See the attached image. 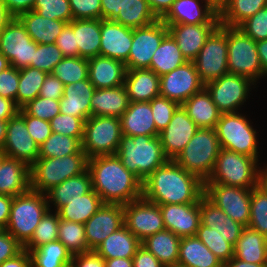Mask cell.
<instances>
[{
  "label": "cell",
  "instance_id": "obj_14",
  "mask_svg": "<svg viewBox=\"0 0 267 267\" xmlns=\"http://www.w3.org/2000/svg\"><path fill=\"white\" fill-rule=\"evenodd\" d=\"M37 45L17 17H14L0 32V53L16 69L29 67Z\"/></svg>",
  "mask_w": 267,
  "mask_h": 267
},
{
  "label": "cell",
  "instance_id": "obj_43",
  "mask_svg": "<svg viewBox=\"0 0 267 267\" xmlns=\"http://www.w3.org/2000/svg\"><path fill=\"white\" fill-rule=\"evenodd\" d=\"M266 6L267 0H229L219 12L220 24L227 27H238Z\"/></svg>",
  "mask_w": 267,
  "mask_h": 267
},
{
  "label": "cell",
  "instance_id": "obj_36",
  "mask_svg": "<svg viewBox=\"0 0 267 267\" xmlns=\"http://www.w3.org/2000/svg\"><path fill=\"white\" fill-rule=\"evenodd\" d=\"M141 241L123 225L101 242L95 251L107 259L133 258Z\"/></svg>",
  "mask_w": 267,
  "mask_h": 267
},
{
  "label": "cell",
  "instance_id": "obj_69",
  "mask_svg": "<svg viewBox=\"0 0 267 267\" xmlns=\"http://www.w3.org/2000/svg\"><path fill=\"white\" fill-rule=\"evenodd\" d=\"M13 197L0 194V229H6Z\"/></svg>",
  "mask_w": 267,
  "mask_h": 267
},
{
  "label": "cell",
  "instance_id": "obj_54",
  "mask_svg": "<svg viewBox=\"0 0 267 267\" xmlns=\"http://www.w3.org/2000/svg\"><path fill=\"white\" fill-rule=\"evenodd\" d=\"M85 121L79 117L59 113L50 120V125L53 133L78 138L82 142Z\"/></svg>",
  "mask_w": 267,
  "mask_h": 267
},
{
  "label": "cell",
  "instance_id": "obj_19",
  "mask_svg": "<svg viewBox=\"0 0 267 267\" xmlns=\"http://www.w3.org/2000/svg\"><path fill=\"white\" fill-rule=\"evenodd\" d=\"M124 225V205L103 204L84 224L86 242L91 250Z\"/></svg>",
  "mask_w": 267,
  "mask_h": 267
},
{
  "label": "cell",
  "instance_id": "obj_58",
  "mask_svg": "<svg viewBox=\"0 0 267 267\" xmlns=\"http://www.w3.org/2000/svg\"><path fill=\"white\" fill-rule=\"evenodd\" d=\"M18 113L25 119V124L30 136L38 146H41L46 139L51 136L52 130L50 121L28 115L22 108L19 109Z\"/></svg>",
  "mask_w": 267,
  "mask_h": 267
},
{
  "label": "cell",
  "instance_id": "obj_9",
  "mask_svg": "<svg viewBox=\"0 0 267 267\" xmlns=\"http://www.w3.org/2000/svg\"><path fill=\"white\" fill-rule=\"evenodd\" d=\"M121 136L120 118L90 116L84 124L82 150L88 159L116 154Z\"/></svg>",
  "mask_w": 267,
  "mask_h": 267
},
{
  "label": "cell",
  "instance_id": "obj_56",
  "mask_svg": "<svg viewBox=\"0 0 267 267\" xmlns=\"http://www.w3.org/2000/svg\"><path fill=\"white\" fill-rule=\"evenodd\" d=\"M22 109L28 115L45 121H50L60 113V103L59 100L37 96L35 99L23 106Z\"/></svg>",
  "mask_w": 267,
  "mask_h": 267
},
{
  "label": "cell",
  "instance_id": "obj_62",
  "mask_svg": "<svg viewBox=\"0 0 267 267\" xmlns=\"http://www.w3.org/2000/svg\"><path fill=\"white\" fill-rule=\"evenodd\" d=\"M23 250V245L5 229H0V265L15 257Z\"/></svg>",
  "mask_w": 267,
  "mask_h": 267
},
{
  "label": "cell",
  "instance_id": "obj_57",
  "mask_svg": "<svg viewBox=\"0 0 267 267\" xmlns=\"http://www.w3.org/2000/svg\"><path fill=\"white\" fill-rule=\"evenodd\" d=\"M237 28L255 42L267 39V6L246 19Z\"/></svg>",
  "mask_w": 267,
  "mask_h": 267
},
{
  "label": "cell",
  "instance_id": "obj_25",
  "mask_svg": "<svg viewBox=\"0 0 267 267\" xmlns=\"http://www.w3.org/2000/svg\"><path fill=\"white\" fill-rule=\"evenodd\" d=\"M199 209L201 224L217 230L227 242L234 246L245 226L231 219L205 195L199 199Z\"/></svg>",
  "mask_w": 267,
  "mask_h": 267
},
{
  "label": "cell",
  "instance_id": "obj_5",
  "mask_svg": "<svg viewBox=\"0 0 267 267\" xmlns=\"http://www.w3.org/2000/svg\"><path fill=\"white\" fill-rule=\"evenodd\" d=\"M220 150L215 128H199L173 161L205 182L214 169Z\"/></svg>",
  "mask_w": 267,
  "mask_h": 267
},
{
  "label": "cell",
  "instance_id": "obj_42",
  "mask_svg": "<svg viewBox=\"0 0 267 267\" xmlns=\"http://www.w3.org/2000/svg\"><path fill=\"white\" fill-rule=\"evenodd\" d=\"M29 253L32 267H70L73 257L59 240L43 244Z\"/></svg>",
  "mask_w": 267,
  "mask_h": 267
},
{
  "label": "cell",
  "instance_id": "obj_12",
  "mask_svg": "<svg viewBox=\"0 0 267 267\" xmlns=\"http://www.w3.org/2000/svg\"><path fill=\"white\" fill-rule=\"evenodd\" d=\"M253 85L257 84L245 76L227 73L206 83L205 88L221 113H237Z\"/></svg>",
  "mask_w": 267,
  "mask_h": 267
},
{
  "label": "cell",
  "instance_id": "obj_32",
  "mask_svg": "<svg viewBox=\"0 0 267 267\" xmlns=\"http://www.w3.org/2000/svg\"><path fill=\"white\" fill-rule=\"evenodd\" d=\"M91 190L92 178L90 171L87 169L82 174L68 178L61 184L52 187L45 194L49 209L51 210V205L53 204L57 212L62 206L67 204V201L79 198Z\"/></svg>",
  "mask_w": 267,
  "mask_h": 267
},
{
  "label": "cell",
  "instance_id": "obj_50",
  "mask_svg": "<svg viewBox=\"0 0 267 267\" xmlns=\"http://www.w3.org/2000/svg\"><path fill=\"white\" fill-rule=\"evenodd\" d=\"M222 263L234 257V246L227 242L217 230L208 228L201 223L195 235Z\"/></svg>",
  "mask_w": 267,
  "mask_h": 267
},
{
  "label": "cell",
  "instance_id": "obj_27",
  "mask_svg": "<svg viewBox=\"0 0 267 267\" xmlns=\"http://www.w3.org/2000/svg\"><path fill=\"white\" fill-rule=\"evenodd\" d=\"M95 87L89 79L65 85L59 100L60 113L87 120L91 116V98Z\"/></svg>",
  "mask_w": 267,
  "mask_h": 267
},
{
  "label": "cell",
  "instance_id": "obj_73",
  "mask_svg": "<svg viewBox=\"0 0 267 267\" xmlns=\"http://www.w3.org/2000/svg\"><path fill=\"white\" fill-rule=\"evenodd\" d=\"M223 267H267V264L248 263L233 257L229 261L223 263Z\"/></svg>",
  "mask_w": 267,
  "mask_h": 267
},
{
  "label": "cell",
  "instance_id": "obj_70",
  "mask_svg": "<svg viewBox=\"0 0 267 267\" xmlns=\"http://www.w3.org/2000/svg\"><path fill=\"white\" fill-rule=\"evenodd\" d=\"M19 111L15 102L0 96V120H9Z\"/></svg>",
  "mask_w": 267,
  "mask_h": 267
},
{
  "label": "cell",
  "instance_id": "obj_33",
  "mask_svg": "<svg viewBox=\"0 0 267 267\" xmlns=\"http://www.w3.org/2000/svg\"><path fill=\"white\" fill-rule=\"evenodd\" d=\"M37 44H53L67 22L40 16L36 11L25 12L17 17Z\"/></svg>",
  "mask_w": 267,
  "mask_h": 267
},
{
  "label": "cell",
  "instance_id": "obj_38",
  "mask_svg": "<svg viewBox=\"0 0 267 267\" xmlns=\"http://www.w3.org/2000/svg\"><path fill=\"white\" fill-rule=\"evenodd\" d=\"M181 237L164 229L141 241V245L151 252L164 266H176L179 257Z\"/></svg>",
  "mask_w": 267,
  "mask_h": 267
},
{
  "label": "cell",
  "instance_id": "obj_16",
  "mask_svg": "<svg viewBox=\"0 0 267 267\" xmlns=\"http://www.w3.org/2000/svg\"><path fill=\"white\" fill-rule=\"evenodd\" d=\"M124 225L140 241L165 229L160 206L143 196L124 205Z\"/></svg>",
  "mask_w": 267,
  "mask_h": 267
},
{
  "label": "cell",
  "instance_id": "obj_51",
  "mask_svg": "<svg viewBox=\"0 0 267 267\" xmlns=\"http://www.w3.org/2000/svg\"><path fill=\"white\" fill-rule=\"evenodd\" d=\"M247 227L267 237V194L258 186L252 189Z\"/></svg>",
  "mask_w": 267,
  "mask_h": 267
},
{
  "label": "cell",
  "instance_id": "obj_34",
  "mask_svg": "<svg viewBox=\"0 0 267 267\" xmlns=\"http://www.w3.org/2000/svg\"><path fill=\"white\" fill-rule=\"evenodd\" d=\"M72 30L78 46V57L90 59L99 56L101 19H73Z\"/></svg>",
  "mask_w": 267,
  "mask_h": 267
},
{
  "label": "cell",
  "instance_id": "obj_49",
  "mask_svg": "<svg viewBox=\"0 0 267 267\" xmlns=\"http://www.w3.org/2000/svg\"><path fill=\"white\" fill-rule=\"evenodd\" d=\"M59 215L56 211L48 210L37 225L31 239L23 246V249L31 251L37 247L58 240Z\"/></svg>",
  "mask_w": 267,
  "mask_h": 267
},
{
  "label": "cell",
  "instance_id": "obj_39",
  "mask_svg": "<svg viewBox=\"0 0 267 267\" xmlns=\"http://www.w3.org/2000/svg\"><path fill=\"white\" fill-rule=\"evenodd\" d=\"M234 257L248 263L267 264V237L245 227L234 245Z\"/></svg>",
  "mask_w": 267,
  "mask_h": 267
},
{
  "label": "cell",
  "instance_id": "obj_20",
  "mask_svg": "<svg viewBox=\"0 0 267 267\" xmlns=\"http://www.w3.org/2000/svg\"><path fill=\"white\" fill-rule=\"evenodd\" d=\"M199 127L189 118L180 105L173 114L168 126L159 133L166 157L174 160L195 135Z\"/></svg>",
  "mask_w": 267,
  "mask_h": 267
},
{
  "label": "cell",
  "instance_id": "obj_66",
  "mask_svg": "<svg viewBox=\"0 0 267 267\" xmlns=\"http://www.w3.org/2000/svg\"><path fill=\"white\" fill-rule=\"evenodd\" d=\"M126 0H101L102 19L114 21Z\"/></svg>",
  "mask_w": 267,
  "mask_h": 267
},
{
  "label": "cell",
  "instance_id": "obj_71",
  "mask_svg": "<svg viewBox=\"0 0 267 267\" xmlns=\"http://www.w3.org/2000/svg\"><path fill=\"white\" fill-rule=\"evenodd\" d=\"M175 0H147L150 9L158 19H161L171 8Z\"/></svg>",
  "mask_w": 267,
  "mask_h": 267
},
{
  "label": "cell",
  "instance_id": "obj_4",
  "mask_svg": "<svg viewBox=\"0 0 267 267\" xmlns=\"http://www.w3.org/2000/svg\"><path fill=\"white\" fill-rule=\"evenodd\" d=\"M88 169V157L81 150L65 157L38 158L30 167V188L46 193L68 178L78 176Z\"/></svg>",
  "mask_w": 267,
  "mask_h": 267
},
{
  "label": "cell",
  "instance_id": "obj_13",
  "mask_svg": "<svg viewBox=\"0 0 267 267\" xmlns=\"http://www.w3.org/2000/svg\"><path fill=\"white\" fill-rule=\"evenodd\" d=\"M252 189L227 186L224 184H204V195L225 214L245 227L250 219Z\"/></svg>",
  "mask_w": 267,
  "mask_h": 267
},
{
  "label": "cell",
  "instance_id": "obj_21",
  "mask_svg": "<svg viewBox=\"0 0 267 267\" xmlns=\"http://www.w3.org/2000/svg\"><path fill=\"white\" fill-rule=\"evenodd\" d=\"M200 1L202 3H200ZM200 1L175 0L171 8L161 18V20L165 24L220 23L219 12H217L208 3L207 0H200Z\"/></svg>",
  "mask_w": 267,
  "mask_h": 267
},
{
  "label": "cell",
  "instance_id": "obj_77",
  "mask_svg": "<svg viewBox=\"0 0 267 267\" xmlns=\"http://www.w3.org/2000/svg\"><path fill=\"white\" fill-rule=\"evenodd\" d=\"M8 120H0V150H3Z\"/></svg>",
  "mask_w": 267,
  "mask_h": 267
},
{
  "label": "cell",
  "instance_id": "obj_48",
  "mask_svg": "<svg viewBox=\"0 0 267 267\" xmlns=\"http://www.w3.org/2000/svg\"><path fill=\"white\" fill-rule=\"evenodd\" d=\"M64 85L88 79V59L82 57H64L52 70Z\"/></svg>",
  "mask_w": 267,
  "mask_h": 267
},
{
  "label": "cell",
  "instance_id": "obj_24",
  "mask_svg": "<svg viewBox=\"0 0 267 267\" xmlns=\"http://www.w3.org/2000/svg\"><path fill=\"white\" fill-rule=\"evenodd\" d=\"M132 46V28L101 19L100 56L126 63Z\"/></svg>",
  "mask_w": 267,
  "mask_h": 267
},
{
  "label": "cell",
  "instance_id": "obj_6",
  "mask_svg": "<svg viewBox=\"0 0 267 267\" xmlns=\"http://www.w3.org/2000/svg\"><path fill=\"white\" fill-rule=\"evenodd\" d=\"M48 210L45 193L30 189L24 194L14 196L5 230L24 246Z\"/></svg>",
  "mask_w": 267,
  "mask_h": 267
},
{
  "label": "cell",
  "instance_id": "obj_72",
  "mask_svg": "<svg viewBox=\"0 0 267 267\" xmlns=\"http://www.w3.org/2000/svg\"><path fill=\"white\" fill-rule=\"evenodd\" d=\"M257 52L260 58L261 67L263 70V78L267 77V39L256 42Z\"/></svg>",
  "mask_w": 267,
  "mask_h": 267
},
{
  "label": "cell",
  "instance_id": "obj_30",
  "mask_svg": "<svg viewBox=\"0 0 267 267\" xmlns=\"http://www.w3.org/2000/svg\"><path fill=\"white\" fill-rule=\"evenodd\" d=\"M91 116L120 118L128 109L130 100L125 85L95 89L91 98Z\"/></svg>",
  "mask_w": 267,
  "mask_h": 267
},
{
  "label": "cell",
  "instance_id": "obj_37",
  "mask_svg": "<svg viewBox=\"0 0 267 267\" xmlns=\"http://www.w3.org/2000/svg\"><path fill=\"white\" fill-rule=\"evenodd\" d=\"M177 265L181 267H223L222 261L196 236L181 238Z\"/></svg>",
  "mask_w": 267,
  "mask_h": 267
},
{
  "label": "cell",
  "instance_id": "obj_55",
  "mask_svg": "<svg viewBox=\"0 0 267 267\" xmlns=\"http://www.w3.org/2000/svg\"><path fill=\"white\" fill-rule=\"evenodd\" d=\"M155 127L158 133L164 130L170 123L174 112L180 106L179 103L158 96L150 101Z\"/></svg>",
  "mask_w": 267,
  "mask_h": 267
},
{
  "label": "cell",
  "instance_id": "obj_31",
  "mask_svg": "<svg viewBox=\"0 0 267 267\" xmlns=\"http://www.w3.org/2000/svg\"><path fill=\"white\" fill-rule=\"evenodd\" d=\"M30 189V167L20 160L6 157L0 166V194L14 197Z\"/></svg>",
  "mask_w": 267,
  "mask_h": 267
},
{
  "label": "cell",
  "instance_id": "obj_1",
  "mask_svg": "<svg viewBox=\"0 0 267 267\" xmlns=\"http://www.w3.org/2000/svg\"><path fill=\"white\" fill-rule=\"evenodd\" d=\"M204 182L173 160L155 169L143 182V197L157 205L196 203Z\"/></svg>",
  "mask_w": 267,
  "mask_h": 267
},
{
  "label": "cell",
  "instance_id": "obj_53",
  "mask_svg": "<svg viewBox=\"0 0 267 267\" xmlns=\"http://www.w3.org/2000/svg\"><path fill=\"white\" fill-rule=\"evenodd\" d=\"M64 58L62 52L55 43L38 44L34 51L33 61L29 65L47 73H51L53 68Z\"/></svg>",
  "mask_w": 267,
  "mask_h": 267
},
{
  "label": "cell",
  "instance_id": "obj_59",
  "mask_svg": "<svg viewBox=\"0 0 267 267\" xmlns=\"http://www.w3.org/2000/svg\"><path fill=\"white\" fill-rule=\"evenodd\" d=\"M73 19H102L101 0H69Z\"/></svg>",
  "mask_w": 267,
  "mask_h": 267
},
{
  "label": "cell",
  "instance_id": "obj_3",
  "mask_svg": "<svg viewBox=\"0 0 267 267\" xmlns=\"http://www.w3.org/2000/svg\"><path fill=\"white\" fill-rule=\"evenodd\" d=\"M116 155L126 169L142 182L155 169L169 161L163 151L159 136H128L122 134Z\"/></svg>",
  "mask_w": 267,
  "mask_h": 267
},
{
  "label": "cell",
  "instance_id": "obj_23",
  "mask_svg": "<svg viewBox=\"0 0 267 267\" xmlns=\"http://www.w3.org/2000/svg\"><path fill=\"white\" fill-rule=\"evenodd\" d=\"M220 23L166 24L168 32L176 41L187 61H193L206 39Z\"/></svg>",
  "mask_w": 267,
  "mask_h": 267
},
{
  "label": "cell",
  "instance_id": "obj_79",
  "mask_svg": "<svg viewBox=\"0 0 267 267\" xmlns=\"http://www.w3.org/2000/svg\"><path fill=\"white\" fill-rule=\"evenodd\" d=\"M10 66L9 60L2 53H0V73Z\"/></svg>",
  "mask_w": 267,
  "mask_h": 267
},
{
  "label": "cell",
  "instance_id": "obj_22",
  "mask_svg": "<svg viewBox=\"0 0 267 267\" xmlns=\"http://www.w3.org/2000/svg\"><path fill=\"white\" fill-rule=\"evenodd\" d=\"M165 229L179 237L195 236L200 222L199 200L196 203L159 205Z\"/></svg>",
  "mask_w": 267,
  "mask_h": 267
},
{
  "label": "cell",
  "instance_id": "obj_8",
  "mask_svg": "<svg viewBox=\"0 0 267 267\" xmlns=\"http://www.w3.org/2000/svg\"><path fill=\"white\" fill-rule=\"evenodd\" d=\"M251 121L244 114L221 113L215 130L221 148L258 160V138Z\"/></svg>",
  "mask_w": 267,
  "mask_h": 267
},
{
  "label": "cell",
  "instance_id": "obj_29",
  "mask_svg": "<svg viewBox=\"0 0 267 267\" xmlns=\"http://www.w3.org/2000/svg\"><path fill=\"white\" fill-rule=\"evenodd\" d=\"M122 134L128 136H159L156 130L150 102H130L120 117Z\"/></svg>",
  "mask_w": 267,
  "mask_h": 267
},
{
  "label": "cell",
  "instance_id": "obj_15",
  "mask_svg": "<svg viewBox=\"0 0 267 267\" xmlns=\"http://www.w3.org/2000/svg\"><path fill=\"white\" fill-rule=\"evenodd\" d=\"M168 34V27L161 19L147 26L132 29V46L125 63L126 69L150 68L154 52Z\"/></svg>",
  "mask_w": 267,
  "mask_h": 267
},
{
  "label": "cell",
  "instance_id": "obj_61",
  "mask_svg": "<svg viewBox=\"0 0 267 267\" xmlns=\"http://www.w3.org/2000/svg\"><path fill=\"white\" fill-rule=\"evenodd\" d=\"M55 44L64 57H78V46L76 45L75 34L72 30V20L65 25L58 35Z\"/></svg>",
  "mask_w": 267,
  "mask_h": 267
},
{
  "label": "cell",
  "instance_id": "obj_52",
  "mask_svg": "<svg viewBox=\"0 0 267 267\" xmlns=\"http://www.w3.org/2000/svg\"><path fill=\"white\" fill-rule=\"evenodd\" d=\"M33 11L40 16L69 23L73 20L69 0H36Z\"/></svg>",
  "mask_w": 267,
  "mask_h": 267
},
{
  "label": "cell",
  "instance_id": "obj_28",
  "mask_svg": "<svg viewBox=\"0 0 267 267\" xmlns=\"http://www.w3.org/2000/svg\"><path fill=\"white\" fill-rule=\"evenodd\" d=\"M124 85L130 102H150L160 96V77L149 68L127 70Z\"/></svg>",
  "mask_w": 267,
  "mask_h": 267
},
{
  "label": "cell",
  "instance_id": "obj_78",
  "mask_svg": "<svg viewBox=\"0 0 267 267\" xmlns=\"http://www.w3.org/2000/svg\"><path fill=\"white\" fill-rule=\"evenodd\" d=\"M208 3L217 11L220 12L229 0H207Z\"/></svg>",
  "mask_w": 267,
  "mask_h": 267
},
{
  "label": "cell",
  "instance_id": "obj_44",
  "mask_svg": "<svg viewBox=\"0 0 267 267\" xmlns=\"http://www.w3.org/2000/svg\"><path fill=\"white\" fill-rule=\"evenodd\" d=\"M158 20L147 0H126L114 22L129 28H140Z\"/></svg>",
  "mask_w": 267,
  "mask_h": 267
},
{
  "label": "cell",
  "instance_id": "obj_11",
  "mask_svg": "<svg viewBox=\"0 0 267 267\" xmlns=\"http://www.w3.org/2000/svg\"><path fill=\"white\" fill-rule=\"evenodd\" d=\"M227 57V26L219 24L193 60L200 80L206 84L229 73Z\"/></svg>",
  "mask_w": 267,
  "mask_h": 267
},
{
  "label": "cell",
  "instance_id": "obj_75",
  "mask_svg": "<svg viewBox=\"0 0 267 267\" xmlns=\"http://www.w3.org/2000/svg\"><path fill=\"white\" fill-rule=\"evenodd\" d=\"M14 17L9 13L3 0H0V32Z\"/></svg>",
  "mask_w": 267,
  "mask_h": 267
},
{
  "label": "cell",
  "instance_id": "obj_18",
  "mask_svg": "<svg viewBox=\"0 0 267 267\" xmlns=\"http://www.w3.org/2000/svg\"><path fill=\"white\" fill-rule=\"evenodd\" d=\"M3 151L7 157L20 160L29 167L38 159L39 146L28 133L25 119L19 113L8 120Z\"/></svg>",
  "mask_w": 267,
  "mask_h": 267
},
{
  "label": "cell",
  "instance_id": "obj_26",
  "mask_svg": "<svg viewBox=\"0 0 267 267\" xmlns=\"http://www.w3.org/2000/svg\"><path fill=\"white\" fill-rule=\"evenodd\" d=\"M126 65L104 56L88 59V79L96 89L115 88L124 84Z\"/></svg>",
  "mask_w": 267,
  "mask_h": 267
},
{
  "label": "cell",
  "instance_id": "obj_45",
  "mask_svg": "<svg viewBox=\"0 0 267 267\" xmlns=\"http://www.w3.org/2000/svg\"><path fill=\"white\" fill-rule=\"evenodd\" d=\"M47 74L45 71L30 66L19 69V84L16 96V106L19 109L39 96Z\"/></svg>",
  "mask_w": 267,
  "mask_h": 267
},
{
  "label": "cell",
  "instance_id": "obj_7",
  "mask_svg": "<svg viewBox=\"0 0 267 267\" xmlns=\"http://www.w3.org/2000/svg\"><path fill=\"white\" fill-rule=\"evenodd\" d=\"M259 160L221 148L214 169L204 184L253 189L258 186Z\"/></svg>",
  "mask_w": 267,
  "mask_h": 267
},
{
  "label": "cell",
  "instance_id": "obj_46",
  "mask_svg": "<svg viewBox=\"0 0 267 267\" xmlns=\"http://www.w3.org/2000/svg\"><path fill=\"white\" fill-rule=\"evenodd\" d=\"M81 150L82 142L78 138L52 132L51 136L39 146L38 158L65 157Z\"/></svg>",
  "mask_w": 267,
  "mask_h": 267
},
{
  "label": "cell",
  "instance_id": "obj_2",
  "mask_svg": "<svg viewBox=\"0 0 267 267\" xmlns=\"http://www.w3.org/2000/svg\"><path fill=\"white\" fill-rule=\"evenodd\" d=\"M88 170L92 189L104 204L126 205L143 195V182L126 169L116 154L88 159Z\"/></svg>",
  "mask_w": 267,
  "mask_h": 267
},
{
  "label": "cell",
  "instance_id": "obj_64",
  "mask_svg": "<svg viewBox=\"0 0 267 267\" xmlns=\"http://www.w3.org/2000/svg\"><path fill=\"white\" fill-rule=\"evenodd\" d=\"M70 267H106L105 259L95 250L75 254Z\"/></svg>",
  "mask_w": 267,
  "mask_h": 267
},
{
  "label": "cell",
  "instance_id": "obj_40",
  "mask_svg": "<svg viewBox=\"0 0 267 267\" xmlns=\"http://www.w3.org/2000/svg\"><path fill=\"white\" fill-rule=\"evenodd\" d=\"M101 197L92 189L89 193L67 201L58 211L60 219L85 224L103 205Z\"/></svg>",
  "mask_w": 267,
  "mask_h": 267
},
{
  "label": "cell",
  "instance_id": "obj_68",
  "mask_svg": "<svg viewBox=\"0 0 267 267\" xmlns=\"http://www.w3.org/2000/svg\"><path fill=\"white\" fill-rule=\"evenodd\" d=\"M0 267H32L31 266V256L29 251L23 249L15 257L7 259L4 261Z\"/></svg>",
  "mask_w": 267,
  "mask_h": 267
},
{
  "label": "cell",
  "instance_id": "obj_10",
  "mask_svg": "<svg viewBox=\"0 0 267 267\" xmlns=\"http://www.w3.org/2000/svg\"><path fill=\"white\" fill-rule=\"evenodd\" d=\"M228 71L255 83L263 78L256 42L237 27H227Z\"/></svg>",
  "mask_w": 267,
  "mask_h": 267
},
{
  "label": "cell",
  "instance_id": "obj_76",
  "mask_svg": "<svg viewBox=\"0 0 267 267\" xmlns=\"http://www.w3.org/2000/svg\"><path fill=\"white\" fill-rule=\"evenodd\" d=\"M258 187L267 194V165L263 169L259 167Z\"/></svg>",
  "mask_w": 267,
  "mask_h": 267
},
{
  "label": "cell",
  "instance_id": "obj_65",
  "mask_svg": "<svg viewBox=\"0 0 267 267\" xmlns=\"http://www.w3.org/2000/svg\"><path fill=\"white\" fill-rule=\"evenodd\" d=\"M133 267H164V265L141 245L133 256Z\"/></svg>",
  "mask_w": 267,
  "mask_h": 267
},
{
  "label": "cell",
  "instance_id": "obj_47",
  "mask_svg": "<svg viewBox=\"0 0 267 267\" xmlns=\"http://www.w3.org/2000/svg\"><path fill=\"white\" fill-rule=\"evenodd\" d=\"M58 240L65 245V248L72 255L91 251L86 242L85 226L83 223L59 219Z\"/></svg>",
  "mask_w": 267,
  "mask_h": 267
},
{
  "label": "cell",
  "instance_id": "obj_41",
  "mask_svg": "<svg viewBox=\"0 0 267 267\" xmlns=\"http://www.w3.org/2000/svg\"><path fill=\"white\" fill-rule=\"evenodd\" d=\"M186 62L187 60L182 55L176 41L168 34L154 52L149 69L153 70L160 77Z\"/></svg>",
  "mask_w": 267,
  "mask_h": 267
},
{
  "label": "cell",
  "instance_id": "obj_80",
  "mask_svg": "<svg viewBox=\"0 0 267 267\" xmlns=\"http://www.w3.org/2000/svg\"><path fill=\"white\" fill-rule=\"evenodd\" d=\"M7 157V155L4 153L3 150H0V166L3 162V160Z\"/></svg>",
  "mask_w": 267,
  "mask_h": 267
},
{
  "label": "cell",
  "instance_id": "obj_67",
  "mask_svg": "<svg viewBox=\"0 0 267 267\" xmlns=\"http://www.w3.org/2000/svg\"><path fill=\"white\" fill-rule=\"evenodd\" d=\"M36 0H3L6 8L13 17L33 10Z\"/></svg>",
  "mask_w": 267,
  "mask_h": 267
},
{
  "label": "cell",
  "instance_id": "obj_63",
  "mask_svg": "<svg viewBox=\"0 0 267 267\" xmlns=\"http://www.w3.org/2000/svg\"><path fill=\"white\" fill-rule=\"evenodd\" d=\"M65 85L54 75L48 73L42 84L39 96L60 100L63 96Z\"/></svg>",
  "mask_w": 267,
  "mask_h": 267
},
{
  "label": "cell",
  "instance_id": "obj_17",
  "mask_svg": "<svg viewBox=\"0 0 267 267\" xmlns=\"http://www.w3.org/2000/svg\"><path fill=\"white\" fill-rule=\"evenodd\" d=\"M204 87L193 61L160 76V96L180 105Z\"/></svg>",
  "mask_w": 267,
  "mask_h": 267
},
{
  "label": "cell",
  "instance_id": "obj_74",
  "mask_svg": "<svg viewBox=\"0 0 267 267\" xmlns=\"http://www.w3.org/2000/svg\"><path fill=\"white\" fill-rule=\"evenodd\" d=\"M106 267H133V258H115L105 260Z\"/></svg>",
  "mask_w": 267,
  "mask_h": 267
},
{
  "label": "cell",
  "instance_id": "obj_35",
  "mask_svg": "<svg viewBox=\"0 0 267 267\" xmlns=\"http://www.w3.org/2000/svg\"><path fill=\"white\" fill-rule=\"evenodd\" d=\"M182 107L199 128H215L221 115L205 87L186 100Z\"/></svg>",
  "mask_w": 267,
  "mask_h": 267
},
{
  "label": "cell",
  "instance_id": "obj_60",
  "mask_svg": "<svg viewBox=\"0 0 267 267\" xmlns=\"http://www.w3.org/2000/svg\"><path fill=\"white\" fill-rule=\"evenodd\" d=\"M19 84V69L8 67L0 73V96L10 99L16 104V96Z\"/></svg>",
  "mask_w": 267,
  "mask_h": 267
}]
</instances>
